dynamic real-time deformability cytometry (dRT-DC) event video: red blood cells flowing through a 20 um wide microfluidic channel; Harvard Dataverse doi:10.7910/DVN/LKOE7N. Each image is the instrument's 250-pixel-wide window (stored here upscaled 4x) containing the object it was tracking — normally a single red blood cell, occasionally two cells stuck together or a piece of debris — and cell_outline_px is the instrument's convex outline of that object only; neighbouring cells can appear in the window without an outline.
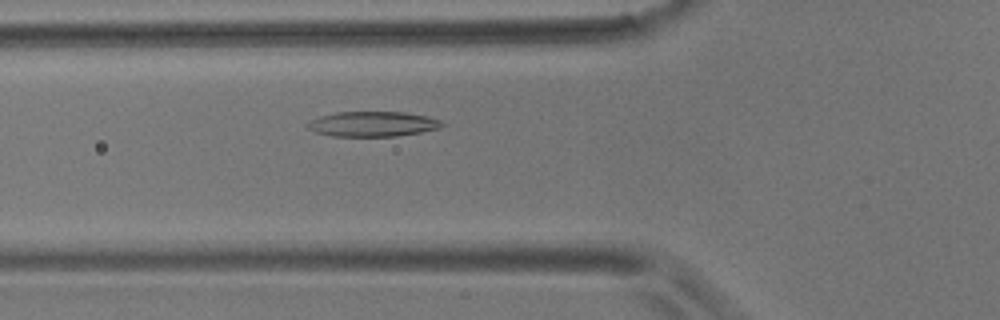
{"species": "common noctule bat (a hibernating species)", "species_latin": "Nyctalus noctula", "temperature_condition": "room temperature", "stored_images_in_passage": 48, "camera_frame_rate_fps": 3000, "um_per_image_px": 0.085, "animal": {"sex": "male", "body_mass_g": 17.9}, "frame": {"image": 1, "passage_image": 12, "time_ms": 3.667, "image_size_px": [1000, 320], "cell_outline_px": [[448, 124], [440, 128], [420, 132], [396, 136], [332, 136], [316, 132], [308, 128], [304, 124], [320, 116], [336, 112], [404, 112], [428, 116], [440, 120]], "centroid_in_image_um": [31.71, 10.54], "position_along_channel_um": 94.1, "area_um2": 19.71}}
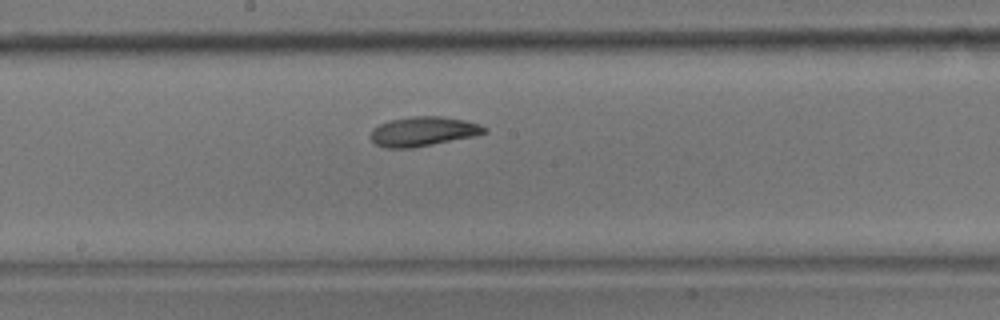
{"frame": {"image": 2, "passage_image": 22, "time_ms": 7.0, "image_size_px": [1000, 320], "cell_outline_px": [[488, 132], [472, 136], [412, 148], [384, 148], [376, 144], [368, 136], [372, 128], [380, 124], [392, 120], [412, 116], [440, 116], [464, 120], [480, 124], [488, 128]], "centroid_in_image_um": [35.94, 11.17], "position_along_channel_um": 212.3, "area_um2": 19.48}}
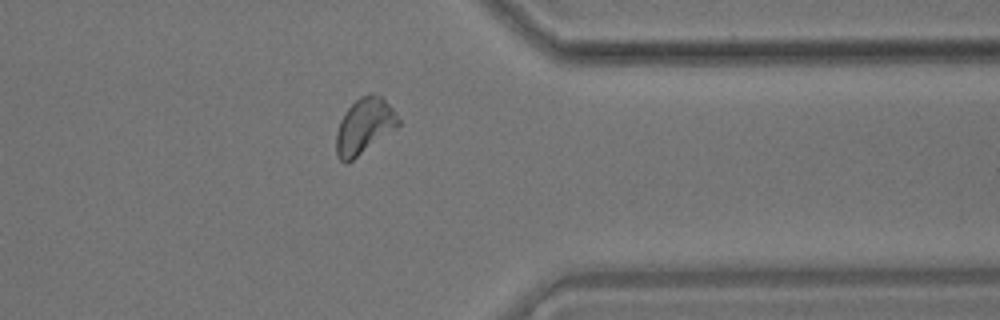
{"frame": {"image": 3, "passage_image": 37, "time_ms": 12.0, "image_size_px": [1000, 320], "cell_outline_px": [[400, 124], [396, 128], [348, 164], [344, 164], [340, 160], [336, 152], [336, 132], [340, 120], [344, 112], [360, 96], [380, 96], [392, 108], [400, 120]], "centroid_in_image_um": [30.93, 10.77], "position_along_channel_um": 380.5, "area_um2": 19.88}, "authors_computed_cell_mechanics": {"area_um2": 19.4208, "velocity_mm_per_s": 3.5312, "shape_relaxation_time_tau1_ms": 3.7442, "shape_relaxation_time_tau2_ms": 8.0249, "deformation_change_tau1": 0.128, "deformation_change_tau2": 0.1257}}